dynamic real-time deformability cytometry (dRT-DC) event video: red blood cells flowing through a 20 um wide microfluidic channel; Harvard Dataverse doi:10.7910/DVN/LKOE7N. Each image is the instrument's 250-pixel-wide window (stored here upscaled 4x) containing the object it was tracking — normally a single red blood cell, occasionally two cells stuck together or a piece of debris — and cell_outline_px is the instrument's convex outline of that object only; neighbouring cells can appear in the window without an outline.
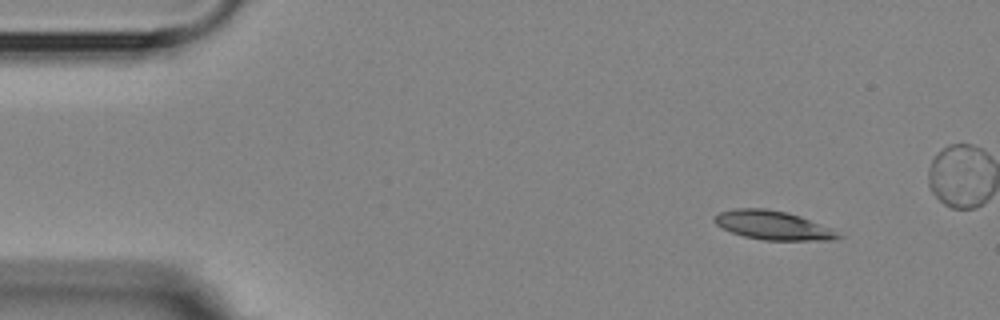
{"species": "Egyptian fruit bat (a non-hibernating species)", "species_latin": "Rousettus aegyptiacus", "temperature_condition": "room temperature", "stored_images_in_passage": 4, "camera_frame_rate_fps": 3000, "um_per_image_px": 0.085, "animal": {"sex": "female"}, "frame": {"image": 1, "passage_image": 1, "time_ms": 0.0, "image_size_px": [1000, 320], "cell_outline_px": [[844, 236], [836, 240], [764, 240], [744, 236], [732, 232], [716, 224], [712, 220], [712, 216], [720, 212], [736, 208], [764, 208], [788, 212], [800, 216], [828, 228]], "centroid_in_image_um": [65.66, 19.14], "position_along_channel_um": 19.3, "area_um2": 20.63}}